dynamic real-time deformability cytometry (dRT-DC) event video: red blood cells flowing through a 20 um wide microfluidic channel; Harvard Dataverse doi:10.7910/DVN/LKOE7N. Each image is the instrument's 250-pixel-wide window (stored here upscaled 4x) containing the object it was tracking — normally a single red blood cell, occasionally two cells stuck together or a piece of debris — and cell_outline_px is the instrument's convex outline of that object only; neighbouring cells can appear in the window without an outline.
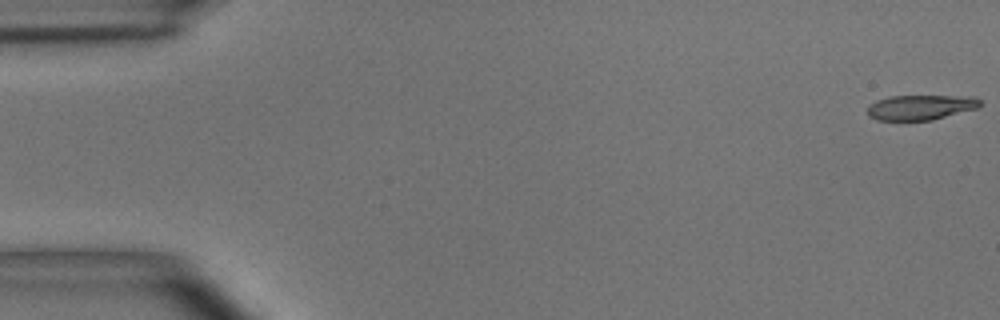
{"species": "common noctule bat (a hibernating species)", "species_latin": "Nyctalus noctula", "temperature_condition": "room temperature", "stored_images_in_passage": 11, "camera_frame_rate_fps": 3000, "um_per_image_px": 0.085, "animal": {"sex": "male", "body_mass_g": 15.6}, "frame": {"image": 1, "passage_image": 1, "time_ms": 0.0, "image_size_px": [1000, 320], "cell_outline_px": [[980, 108], [932, 120], [876, 120], [868, 116], [868, 104], [876, 100], [888, 96], [976, 96], [980, 100]], "centroid_in_image_um": [78.26, 9.12], "position_along_channel_um": 6.7, "area_um2": 16.65}}